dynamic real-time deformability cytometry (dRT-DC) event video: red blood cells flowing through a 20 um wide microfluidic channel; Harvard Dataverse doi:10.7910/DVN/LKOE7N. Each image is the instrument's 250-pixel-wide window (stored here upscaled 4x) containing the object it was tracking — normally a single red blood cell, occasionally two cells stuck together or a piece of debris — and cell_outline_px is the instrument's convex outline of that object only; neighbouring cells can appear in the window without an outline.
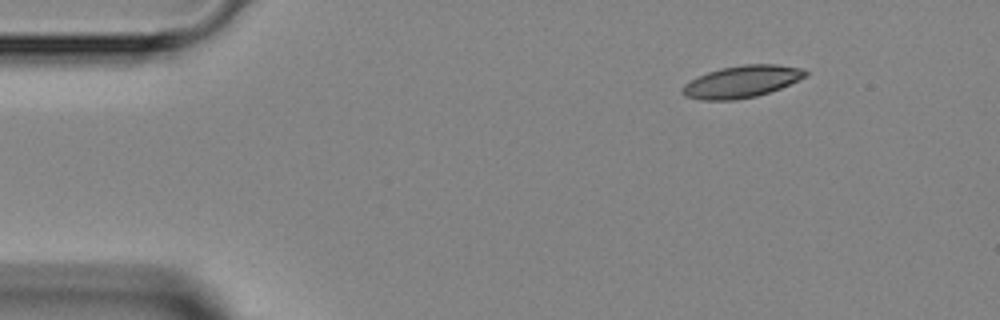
{"species": "Egyptian fruit bat (a non-hibernating species)", "species_latin": "Rousettus aegyptiacus", "temperature_condition": "room temperature", "stored_images_in_passage": 4, "segment_of_instrument_passage": [1, 2], "camera_frame_rate_fps": 3000, "um_per_image_px": 0.085, "animal": {"sex": "female"}, "frame": {"image": 1, "passage_image": 1, "time_ms": 0.0, "image_size_px": [1000, 320], "cell_outline_px": [[808, 76], [780, 88], [756, 96], [736, 100], [700, 100], [684, 96], [680, 92], [680, 88], [684, 84], [708, 72], [720, 68], [744, 64], [776, 64], [804, 68], [808, 72]], "centroid_in_image_um": [63.05, 6.94], "position_along_channel_um": 22.0, "area_um2": 23.06}}
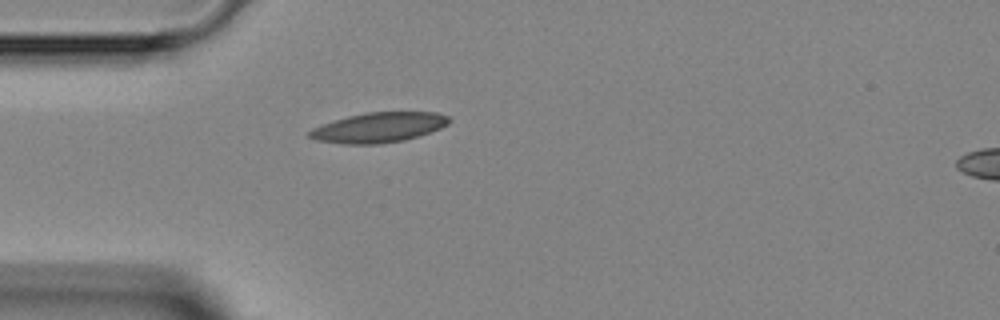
{"frame": {"image": 2, "passage_image": 3, "time_ms": 2.333, "image_size_px": [1000, 320], "cell_outline_px": [[452, 120], [448, 124], [440, 128], [404, 140], [380, 144], [344, 144], [316, 140], [308, 136], [308, 132], [312, 128], [348, 116], [364, 112], [436, 112], [448, 116]], "centroid_in_image_um": [32.19, 10.83], "position_along_channel_um": 52.8, "area_um2": 24.22}}